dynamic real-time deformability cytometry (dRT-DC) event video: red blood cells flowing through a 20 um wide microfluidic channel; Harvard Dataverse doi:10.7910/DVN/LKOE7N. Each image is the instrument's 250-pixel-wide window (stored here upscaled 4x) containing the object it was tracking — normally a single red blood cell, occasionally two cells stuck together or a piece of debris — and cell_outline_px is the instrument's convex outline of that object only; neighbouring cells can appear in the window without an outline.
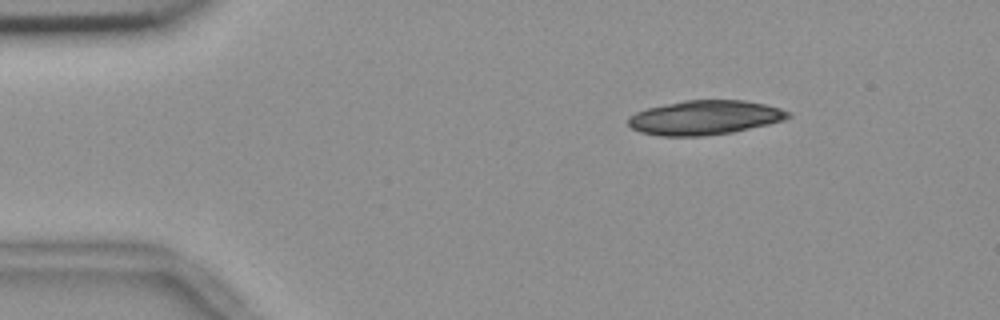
{"species": "common noctule bat (a hibernating species)", "species_latin": "Nyctalus noctula", "temperature_condition": "room temperature", "stored_images_in_passage": 3, "camera_frame_rate_fps": 3000, "um_per_image_px": 0.085, "animal": {"sex": "female", "body_mass_g": 18.4}, "frame": {"image": 1, "passage_image": 1, "time_ms": 0.0, "image_size_px": [1000, 320], "cell_outline_px": [[792, 116], [784, 120], [768, 124], [732, 132], [704, 136], [660, 136], [640, 132], [632, 128], [628, 124], [628, 116], [636, 112], [648, 108], [684, 100], [744, 100], [764, 104], [780, 108], [792, 112]], "centroid_in_image_um": [59.91, 9.99], "position_along_channel_um": 25.1, "area_um2": 32.02}}